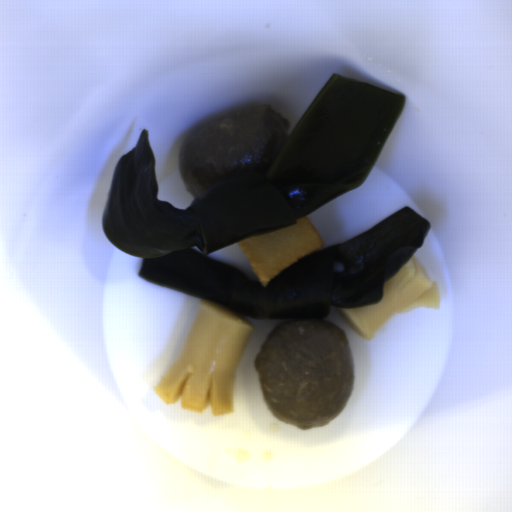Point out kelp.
I'll use <instances>...</instances> for the list:
<instances>
[{
    "mask_svg": "<svg viewBox=\"0 0 512 512\" xmlns=\"http://www.w3.org/2000/svg\"><path fill=\"white\" fill-rule=\"evenodd\" d=\"M405 94L332 74L266 173L226 176L186 209L158 199L147 129L113 168L106 238L141 258L138 275L259 321L326 319L379 304L384 282L423 246L430 222L402 207L349 240L299 258L263 287L238 240L282 228L364 183Z\"/></svg>",
    "mask_w": 512,
    "mask_h": 512,
    "instance_id": "kelp-1",
    "label": "kelp"
}]
</instances>
